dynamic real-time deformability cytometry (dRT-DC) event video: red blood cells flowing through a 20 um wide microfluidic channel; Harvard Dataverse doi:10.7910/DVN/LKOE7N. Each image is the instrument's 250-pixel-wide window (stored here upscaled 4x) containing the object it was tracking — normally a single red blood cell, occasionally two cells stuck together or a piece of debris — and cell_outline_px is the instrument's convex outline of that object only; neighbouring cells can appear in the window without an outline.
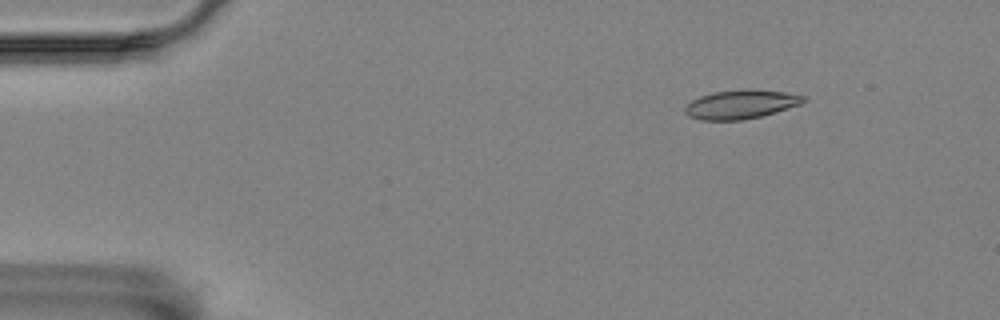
{"species": "Egyptian fruit bat (a non-hibernating species)", "species_latin": "Rousettus aegyptiacus", "temperature_condition": "room temperature", "stored_images_in_passage": 9, "camera_frame_rate_fps": 3000, "um_per_image_px": 0.085, "animal": {"sex": "female"}, "frame": {"image": 1, "passage_image": 1, "time_ms": 0.0, "image_size_px": [1000, 320], "cell_outline_px": [[808, 100], [800, 104], [760, 116], [744, 120], [700, 120], [688, 116], [684, 112], [684, 108], [692, 100], [700, 96], [712, 92], [744, 88], [752, 88], [784, 92], [804, 96]], "centroid_in_image_um": [62.94, 8.85], "position_along_channel_um": 22.1, "area_um2": 20.06}}